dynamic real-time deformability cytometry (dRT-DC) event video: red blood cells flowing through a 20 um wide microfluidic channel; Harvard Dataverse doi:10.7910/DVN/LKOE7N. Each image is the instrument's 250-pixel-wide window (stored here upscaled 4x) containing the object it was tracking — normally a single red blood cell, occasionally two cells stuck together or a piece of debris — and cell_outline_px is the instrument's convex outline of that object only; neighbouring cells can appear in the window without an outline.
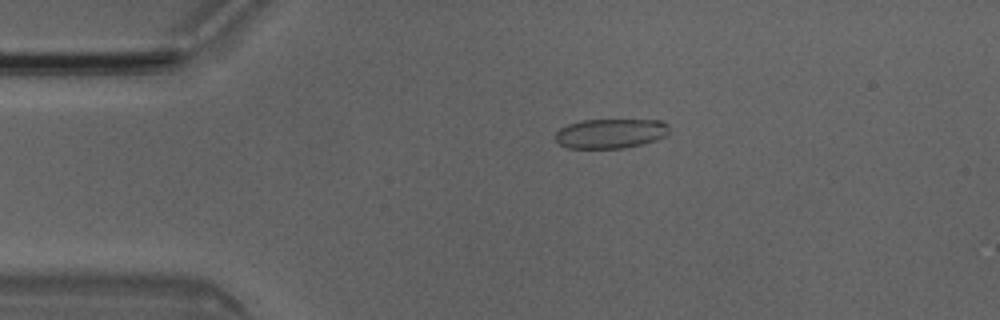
{"species": "Egyptian fruit bat (a non-hibernating species)", "species_latin": "Rousettus aegyptiacus", "temperature_condition": "room temperature", "stored_images_in_passage": 44, "camera_frame_rate_fps": 3000, "um_per_image_px": 0.085, "animal": {"sex": "male"}, "frame": {"image": 1, "passage_image": 3, "time_ms": 0.667, "image_size_px": [1000, 320], "cell_outline_px": [[668, 132], [664, 136], [656, 140], [644, 144], [624, 148], [568, 148], [560, 144], [556, 140], [556, 132], [560, 128], [568, 124], [584, 120], [660, 120], [668, 124]], "centroid_in_image_um": [51.9, 11.35], "position_along_channel_um": 33.1, "area_um2": 19.59}}
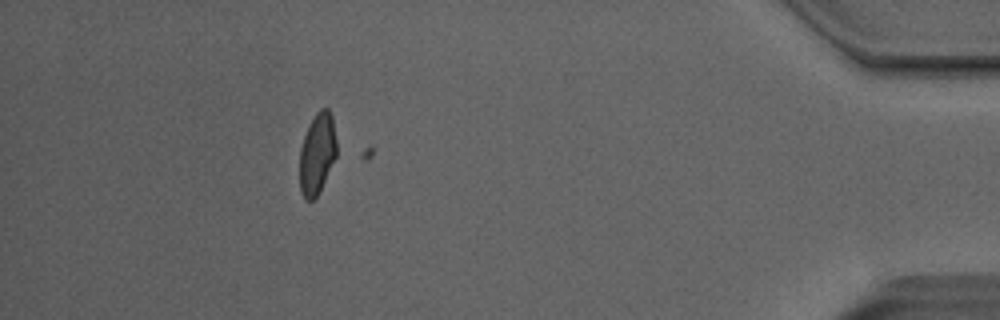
{"frame": {"image": 2, "passage_image": 38, "time_ms": 12.333, "image_size_px": [1000, 320], "cell_outline_px": [[336, 156], [320, 192], [312, 200], [304, 200], [300, 188], [300, 148], [308, 124], [316, 112], [320, 108], [328, 108], [332, 116], [336, 140]], "centroid_in_image_um": [26.95, 13.05], "position_along_channel_um": 408.2, "area_um2": 17.57}}